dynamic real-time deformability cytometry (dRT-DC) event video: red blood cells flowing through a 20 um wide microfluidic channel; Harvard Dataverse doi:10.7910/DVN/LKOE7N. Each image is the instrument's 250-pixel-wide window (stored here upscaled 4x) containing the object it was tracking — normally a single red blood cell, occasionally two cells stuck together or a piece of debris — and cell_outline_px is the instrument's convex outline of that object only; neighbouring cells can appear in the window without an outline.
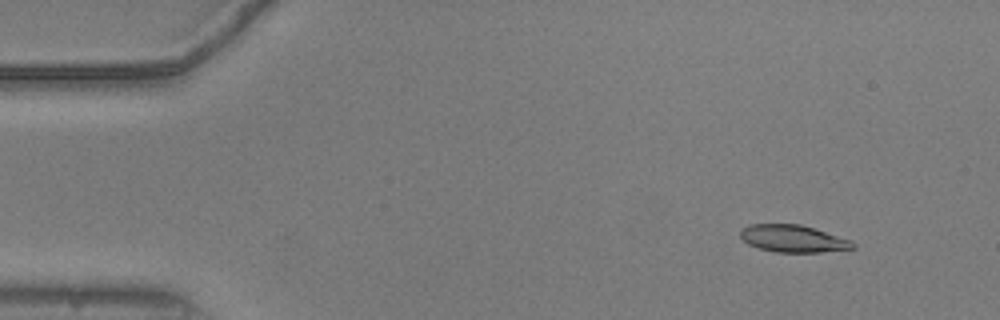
{"species": "common noctule bat (a hibernating species)", "species_latin": "Nyctalus noctula", "temperature_condition": "warm", "stored_images_in_passage": 53, "camera_frame_rate_fps": 3000, "um_per_image_px": 0.085, "animal": {"sex": "male", "body_mass_g": 20.5, "forearm_length_mm": 52.5}, "frame": {"image": 1, "passage_image": 5, "time_ms": 1.333, "image_size_px": [1000, 320], "cell_outline_px": [[856, 248], [820, 252], [776, 252], [760, 248], [748, 244], [740, 236], [740, 228], [748, 224], [800, 224], [852, 240], [856, 244]], "centroid_in_image_um": [67.41, 20.28], "position_along_channel_um": 17.6, "area_um2": 17.86}}
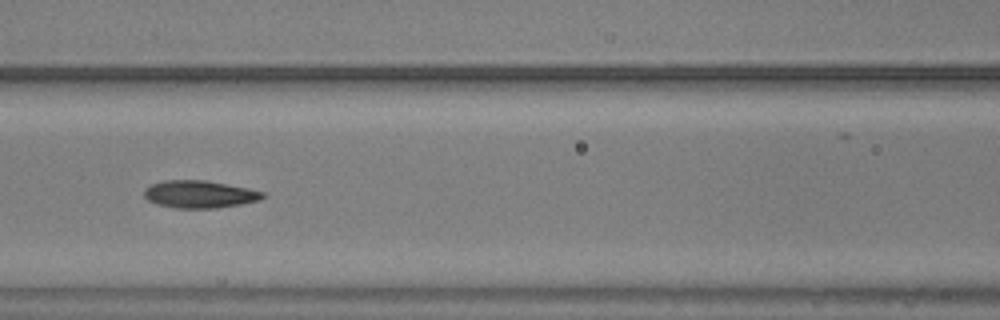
{"frame": {"image": 2, "passage_image": 23, "time_ms": 7.333, "image_size_px": [1000, 320], "cell_outline_px": [[268, 196], [260, 200], [240, 204], [216, 208], [172, 208], [156, 204], [148, 200], [144, 196], [144, 188], [152, 184], [164, 180], [204, 180], [248, 188], [264, 192]], "centroid_in_image_um": [16.96, 16.51], "position_along_channel_um": 149.6, "area_um2": 19.07}}
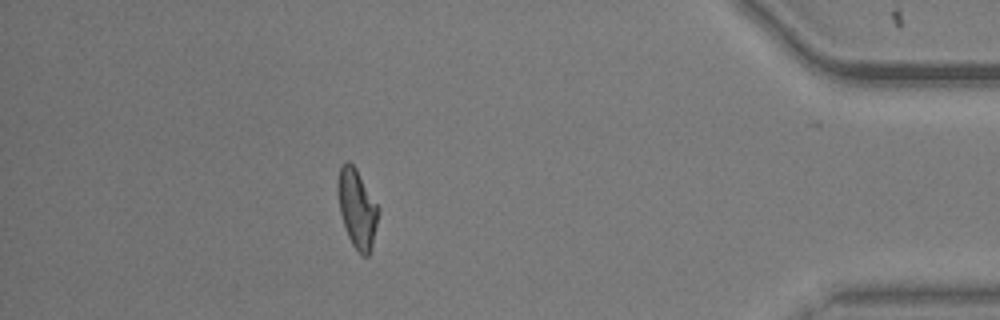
{"frame": {"image": 3, "passage_image": 47, "time_ms": 15.333, "image_size_px": [1000, 320], "cell_outline_px": [[380, 212], [372, 248], [368, 256], [364, 256], [352, 244], [348, 236], [340, 212], [336, 188], [336, 184], [340, 164], [344, 160], [348, 160], [356, 168], [380, 208]], "centroid_in_image_um": [30.35, 17.67], "position_along_channel_um": 404.8, "area_um2": 18.9}, "authors_computed_cell_mechanics": {"area_um2": 18.6116, "velocity_mm_per_s": 3.7783, "shape_relaxation_time_tau1_ms": 8.2147, "shape_relaxation_time_tau2_ms": 2.3808, "deformation_change_tau1": 0.2369, "deformation_change_tau2": 0.1022}}